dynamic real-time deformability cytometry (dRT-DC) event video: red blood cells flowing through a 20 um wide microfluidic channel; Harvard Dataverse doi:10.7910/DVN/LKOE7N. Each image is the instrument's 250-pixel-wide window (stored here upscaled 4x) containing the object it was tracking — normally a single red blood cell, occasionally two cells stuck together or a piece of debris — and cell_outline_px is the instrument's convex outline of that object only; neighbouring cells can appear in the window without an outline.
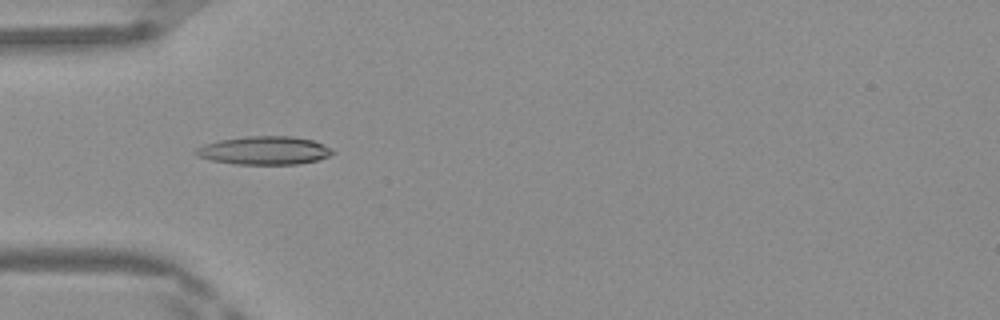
{"species": "Egyptian fruit bat (a non-hibernating species)", "species_latin": "Rousettus aegyptiacus", "temperature_condition": "warm", "stored_images_in_passage": 47, "camera_frame_rate_fps": 3000, "um_per_image_px": 0.085, "frame": {"image": 1, "passage_image": 14, "time_ms": 4.333, "image_size_px": [1000, 320], "cell_outline_px": [[336, 152], [328, 156], [316, 160], [296, 164], [236, 164], [212, 160], [196, 156], [192, 152], [196, 148], [204, 144], [220, 140], [248, 136], [292, 136], [312, 140], [324, 144], [332, 148]], "centroid_in_image_um": [22.46, 12.78], "position_along_channel_um": 62.5, "area_um2": 22.54}}
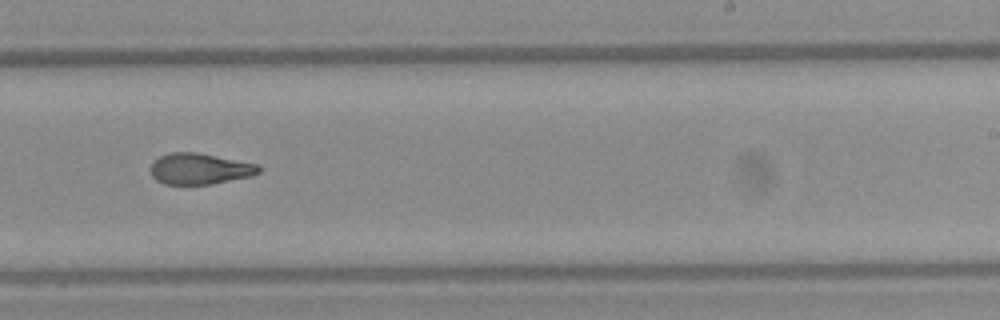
{"frame": {"image": 2, "passage_image": 29, "time_ms": 9.333, "image_size_px": [1000, 320], "cell_outline_px": [[260, 172], [252, 176], [212, 184], [164, 184], [156, 180], [152, 176], [148, 168], [160, 156], [168, 152], [196, 152], [260, 164]], "centroid_in_image_um": [16.98, 14.34], "position_along_channel_um": 272.0, "area_um2": 19.77}}
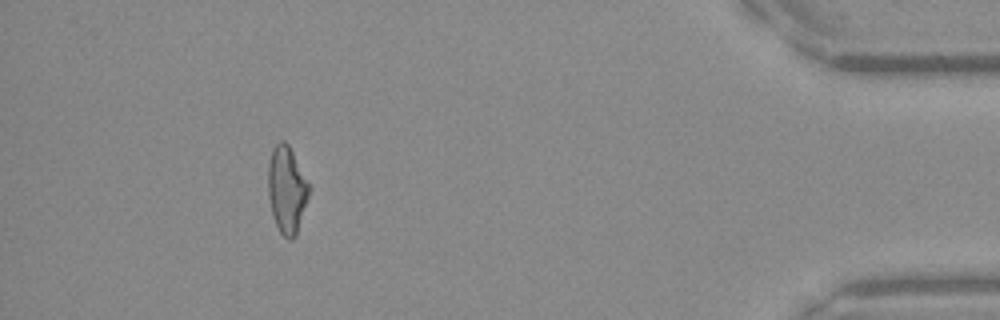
{"frame": {"image": 3, "passage_image": 43, "time_ms": 14.0, "image_size_px": [1000, 320], "cell_outline_px": [[312, 188], [296, 236], [292, 240], [288, 240], [280, 232], [272, 216], [268, 196], [268, 164], [272, 148], [280, 140], [284, 140], [288, 144], [308, 180]], "centroid_in_image_um": [24.39, 16.13], "position_along_channel_um": 410.8, "area_um2": 21.15}, "authors_computed_cell_mechanics": {"area_um2": 20.6924, "velocity_mm_per_s": 4.2043, "shape_relaxation_time_tau1_ms": 7.8339, "shape_relaxation_time_tau2_ms": 2.7493, "deformation_change_tau1": 0.2554, "deformation_change_tau2": 0.1115}}